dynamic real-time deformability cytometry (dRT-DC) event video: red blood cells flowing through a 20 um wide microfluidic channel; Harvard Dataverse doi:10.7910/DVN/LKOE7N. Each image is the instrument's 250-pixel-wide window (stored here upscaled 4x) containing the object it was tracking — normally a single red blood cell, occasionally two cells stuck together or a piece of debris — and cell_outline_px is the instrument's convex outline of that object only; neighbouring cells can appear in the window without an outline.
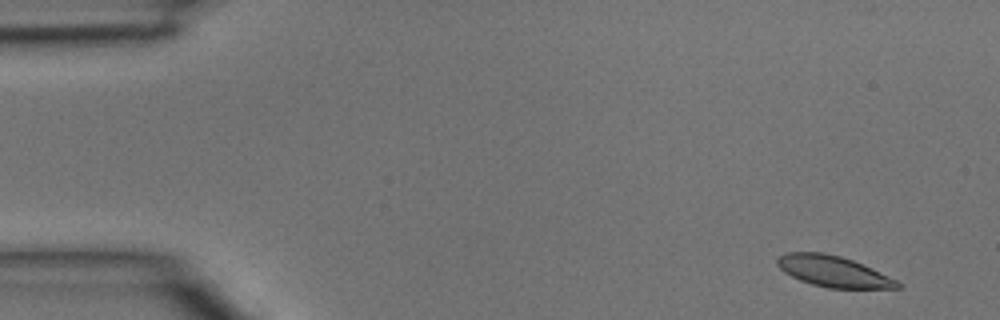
{"species": "common noctule bat (a hibernating species)", "species_latin": "Nyctalus noctula", "temperature_condition": "room temperature", "stored_images_in_passage": 5, "camera_frame_rate_fps": 3000, "um_per_image_px": 0.085, "animal": {"sex": "male", "body_mass_g": 15.6}, "frame": {"image": 1, "passage_image": 1, "time_ms": 0.0, "image_size_px": [1000, 320], "cell_outline_px": [[900, 288], [828, 288], [812, 284], [800, 280], [784, 272], [776, 264], [776, 260], [784, 252], [824, 252], [840, 256], [864, 264], [896, 280], [900, 284]], "centroid_in_image_um": [70.8, 23.05], "position_along_channel_um": 14.2, "area_um2": 21.62}}
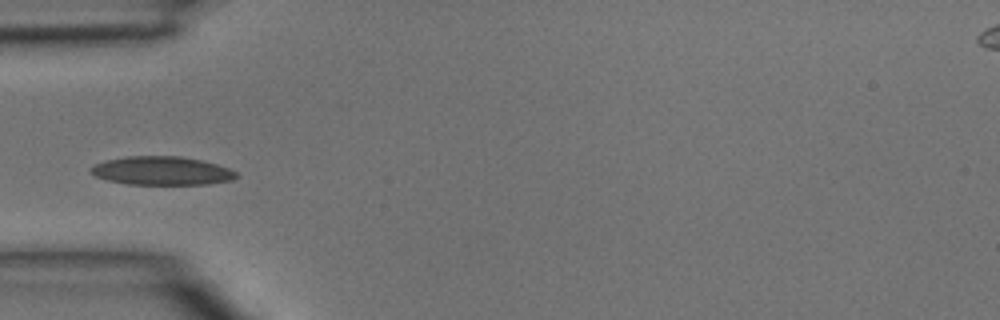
{"frame": {"image": 2, "passage_image": 4, "time_ms": 1.0, "image_size_px": [1000, 320], "cell_outline_px": [[240, 176], [232, 180], [208, 184], [128, 184], [108, 180], [96, 176], [88, 172], [88, 168], [92, 164], [104, 160], [128, 156], [180, 156], [200, 160], [216, 164], [228, 168], [236, 172]], "centroid_in_image_um": [13.71, 14.51], "position_along_channel_um": 71.3, "area_um2": 24.33}}